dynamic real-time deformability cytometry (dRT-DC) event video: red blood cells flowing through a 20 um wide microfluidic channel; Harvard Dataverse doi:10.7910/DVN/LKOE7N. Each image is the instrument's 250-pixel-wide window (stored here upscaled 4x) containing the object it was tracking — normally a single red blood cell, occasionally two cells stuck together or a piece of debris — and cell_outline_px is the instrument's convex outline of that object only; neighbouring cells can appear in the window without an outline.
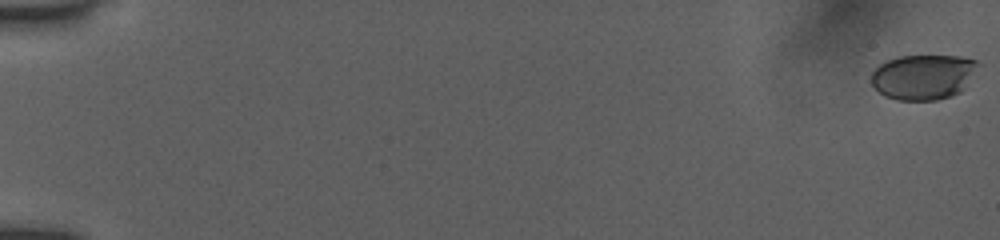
{"species": "human", "species_latin": "Homo sapiens", "temperature_condition": "room temperature", "stored_images_in_passage": 55, "camera_frame_rate_fps": 3000, "um_per_image_px": 0.085, "donor": {"sex": "female"}, "frame": {"image": 1, "passage_image": 1, "time_ms": 0.0, "image_size_px": [1000, 240], "cell_outline_px": [[980, 64], [964, 88], [960, 92], [952, 96], [936, 100], [896, 100], [884, 96], [872, 84], [872, 72], [880, 64], [888, 60], [900, 56], [964, 56], [976, 60]], "centroid_in_image_um": [78.5, 6.54], "position_along_channel_um": 6.5, "area_um2": 28.09}}
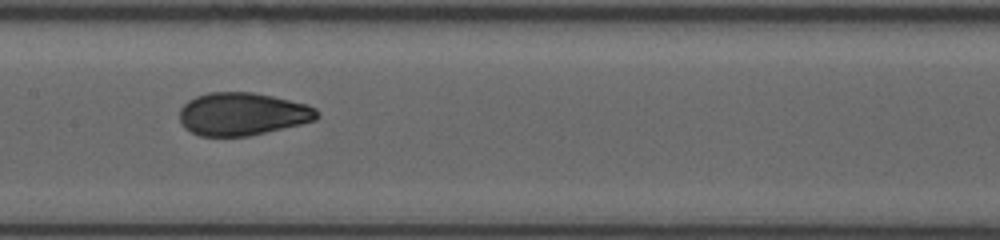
{"frame": {"image": 2, "passage_image": 30, "time_ms": 9.667, "image_size_px": [1000, 240], "cell_outline_px": [[320, 116], [316, 120], [300, 124], [248, 136], [200, 136], [184, 128], [180, 120], [180, 108], [188, 100], [196, 96], [208, 92], [252, 92], [272, 96], [308, 104], [316, 108], [320, 112]], "centroid_in_image_um": [20.62, 9.68], "position_along_channel_um": 186.8, "area_um2": 34.39}}
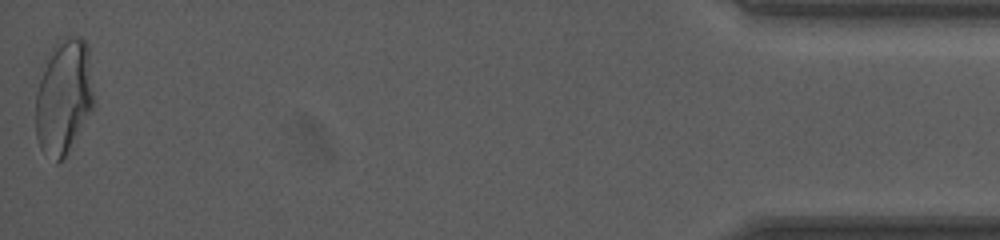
{"frame": {"image": 3, "passage_image": 55, "time_ms": 18.0, "image_size_px": [1000, 240], "cell_outline_px": [[92, 108], [64, 156], [56, 164], [40, 148], [36, 136], [36, 92], [44, 60], [52, 48], [56, 44], [72, 36], [84, 40], [88, 44], [92, 92]], "centroid_in_image_um": [5.37, 8.21], "position_along_channel_um": 429.8, "area_um2": 38.15}, "authors_computed_cell_mechanics": {"area_um2": 34.102, "velocity_mm_per_s": 3.9195, "shape_relaxation_time_tau1_ms": 8.4215, "shape_relaxation_time_tau2_ms": 0.7406, "deformation_change_tau1": 0.2421, "deformation_change_tau2": 0.0563}}